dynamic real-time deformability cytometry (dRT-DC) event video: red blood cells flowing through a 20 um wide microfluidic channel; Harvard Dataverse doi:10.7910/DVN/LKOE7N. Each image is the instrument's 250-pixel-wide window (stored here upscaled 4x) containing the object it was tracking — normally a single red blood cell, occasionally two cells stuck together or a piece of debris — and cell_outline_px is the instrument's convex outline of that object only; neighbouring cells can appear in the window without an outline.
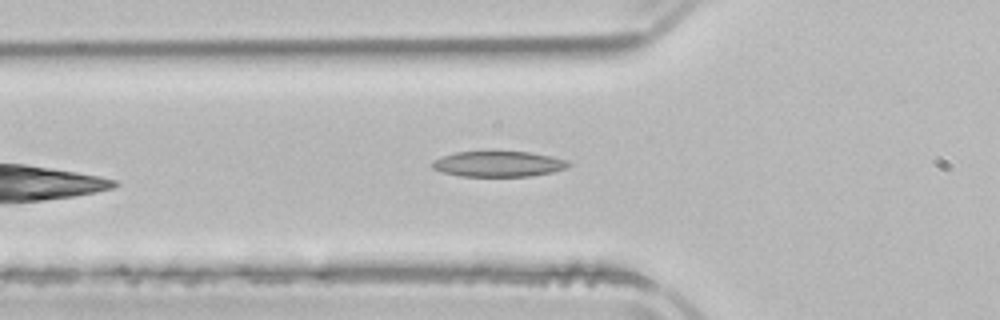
{"species": "common noctule bat (a hibernating species)", "species_latin": "Nyctalus noctula", "temperature_condition": "room temperature", "stored_images_in_passage": 4, "camera_frame_rate_fps": 3000, "um_per_image_px": 0.085, "animal": {"sex": "male", "body_mass_g": 21.5, "forearm_length_mm": 52.0}, "frame": {"image": 1, "passage_image": 4, "time_ms": 4.333, "image_size_px": [1000, 320], "cell_outline_px": [[572, 164], [564, 168], [552, 172], [532, 176], [460, 176], [440, 172], [432, 168], [432, 160], [440, 156], [456, 152], [528, 152], [552, 156], [568, 160]], "centroid_in_image_um": [42.33, 13.94], "position_along_channel_um": 83.5, "area_um2": 20.35}}